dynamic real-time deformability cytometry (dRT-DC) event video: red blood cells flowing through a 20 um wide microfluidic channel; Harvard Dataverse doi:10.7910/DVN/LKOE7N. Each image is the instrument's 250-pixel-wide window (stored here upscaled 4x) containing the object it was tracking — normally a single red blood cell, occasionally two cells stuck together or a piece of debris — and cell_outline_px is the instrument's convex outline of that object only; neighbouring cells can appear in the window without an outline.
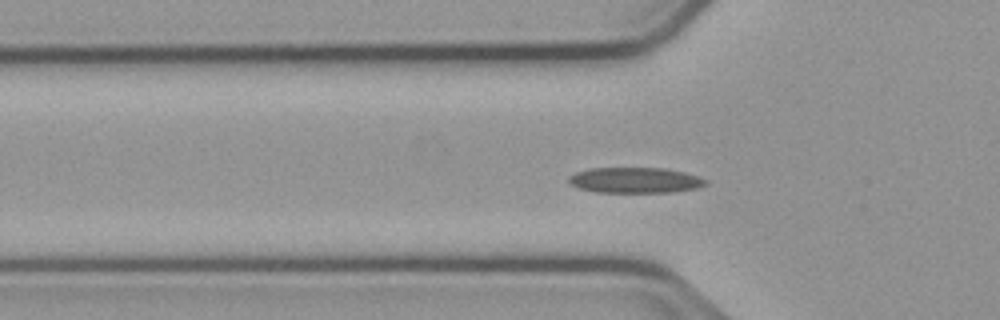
{"species": "common noctule bat (a hibernating species)", "species_latin": "Nyctalus noctula", "temperature_condition": "cold", "stored_images_in_passage": 55, "camera_frame_rate_fps": 3000, "um_per_image_px": 0.085, "animal": {"sex": "male", "body_mass_g": 23.1, "forearm_length_mm": 52.7}, "frame": {"image": 1, "passage_image": 17, "time_ms": 5.333, "image_size_px": [1000, 320], "cell_outline_px": [[708, 184], [696, 188], [672, 192], [596, 192], [580, 188], [572, 184], [568, 180], [568, 176], [576, 172], [588, 168], [664, 168], [684, 172], [708, 180]], "centroid_in_image_um": [53.98, 15.31], "position_along_channel_um": 71.8, "area_um2": 20.35}}
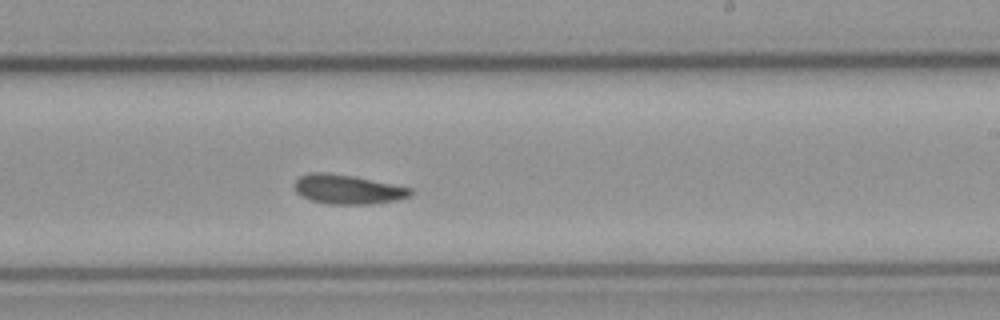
{"frame": {"image": 2, "passage_image": 32, "time_ms": 10.333, "image_size_px": [1000, 320], "cell_outline_px": [[412, 196], [396, 200], [368, 204], [328, 204], [312, 200], [296, 192], [292, 184], [300, 176], [312, 172], [324, 172], [352, 176], [412, 188]], "centroid_in_image_um": [29.54, 16.09], "position_along_channel_um": 259.5, "area_um2": 19.65}}
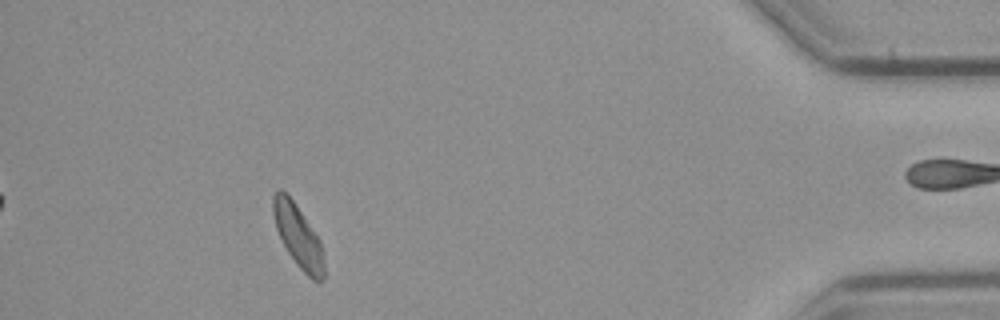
{"frame": {"image": 3, "passage_image": 49, "time_ms": 16.0, "image_size_px": [1000, 320], "cell_outline_px": [[324, 276], [320, 280], [312, 280], [296, 264], [288, 252], [276, 228], [272, 212], [272, 196], [280, 188], [292, 200], [320, 240], [324, 264]], "centroid_in_image_um": [25.32, 20.07], "position_along_channel_um": 409.9, "area_um2": 18.03}, "authors_computed_cell_mechanics": {"area_um2": 19.5364, "velocity_mm_per_s": 3.7326, "shape_relaxation_time_tau1_ms": 7.8819, "shape_relaxation_time_tau2_ms": 5.0503, "deformation_change_tau1": 0.1448, "deformation_change_tau2": 0.1124}}